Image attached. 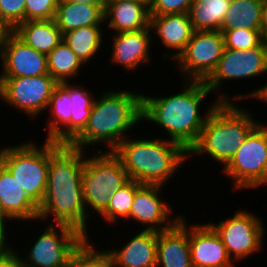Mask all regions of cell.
Here are the masks:
<instances>
[{
  "instance_id": "1",
  "label": "cell",
  "mask_w": 267,
  "mask_h": 267,
  "mask_svg": "<svg viewBox=\"0 0 267 267\" xmlns=\"http://www.w3.org/2000/svg\"><path fill=\"white\" fill-rule=\"evenodd\" d=\"M48 160L47 187L38 206V220L48 222L52 216L53 224L71 226L88 238L87 219L90 215L84 204L81 185L85 151L70 143L48 140Z\"/></svg>"
},
{
  "instance_id": "2",
  "label": "cell",
  "mask_w": 267,
  "mask_h": 267,
  "mask_svg": "<svg viewBox=\"0 0 267 267\" xmlns=\"http://www.w3.org/2000/svg\"><path fill=\"white\" fill-rule=\"evenodd\" d=\"M183 81L182 92L174 95L152 97L142 94V121L159 125L168 133L167 140L180 144L189 152L197 143L207 117L219 101L214 99L206 114L204 112L201 115V104L212 92L204 81Z\"/></svg>"
},
{
  "instance_id": "3",
  "label": "cell",
  "mask_w": 267,
  "mask_h": 267,
  "mask_svg": "<svg viewBox=\"0 0 267 267\" xmlns=\"http://www.w3.org/2000/svg\"><path fill=\"white\" fill-rule=\"evenodd\" d=\"M102 93L95 97L85 128L70 142L84 151L97 143L113 151L142 122L143 93L127 89Z\"/></svg>"
},
{
  "instance_id": "4",
  "label": "cell",
  "mask_w": 267,
  "mask_h": 267,
  "mask_svg": "<svg viewBox=\"0 0 267 267\" xmlns=\"http://www.w3.org/2000/svg\"><path fill=\"white\" fill-rule=\"evenodd\" d=\"M130 137H126L113 152L121 159L129 178L140 184L166 187L189 158L180 144L165 138Z\"/></svg>"
},
{
  "instance_id": "5",
  "label": "cell",
  "mask_w": 267,
  "mask_h": 267,
  "mask_svg": "<svg viewBox=\"0 0 267 267\" xmlns=\"http://www.w3.org/2000/svg\"><path fill=\"white\" fill-rule=\"evenodd\" d=\"M236 104V105H235ZM235 102H219L210 112L197 143L188 157L205 153L222 169L229 163L248 134L261 123Z\"/></svg>"
},
{
  "instance_id": "6",
  "label": "cell",
  "mask_w": 267,
  "mask_h": 267,
  "mask_svg": "<svg viewBox=\"0 0 267 267\" xmlns=\"http://www.w3.org/2000/svg\"><path fill=\"white\" fill-rule=\"evenodd\" d=\"M97 154H85L82 174V193L90 217L94 212L101 214L109 205L110 197L129 180L121 159L113 151L97 148ZM90 209V210H88ZM93 209L94 212H91Z\"/></svg>"
},
{
  "instance_id": "7",
  "label": "cell",
  "mask_w": 267,
  "mask_h": 267,
  "mask_svg": "<svg viewBox=\"0 0 267 267\" xmlns=\"http://www.w3.org/2000/svg\"><path fill=\"white\" fill-rule=\"evenodd\" d=\"M0 163L15 177L29 198L39 206L44 198L49 169L48 140L42 146L21 142L0 148Z\"/></svg>"
},
{
  "instance_id": "8",
  "label": "cell",
  "mask_w": 267,
  "mask_h": 267,
  "mask_svg": "<svg viewBox=\"0 0 267 267\" xmlns=\"http://www.w3.org/2000/svg\"><path fill=\"white\" fill-rule=\"evenodd\" d=\"M235 191L267 185V123H259L221 170Z\"/></svg>"
},
{
  "instance_id": "9",
  "label": "cell",
  "mask_w": 267,
  "mask_h": 267,
  "mask_svg": "<svg viewBox=\"0 0 267 267\" xmlns=\"http://www.w3.org/2000/svg\"><path fill=\"white\" fill-rule=\"evenodd\" d=\"M267 75V40L258 47L248 50H231L224 48L216 69L204 81L211 92H220L219 102H232L229 93L220 90L226 80H243L244 78L261 77ZM261 75V76H260ZM227 93V94H226Z\"/></svg>"
},
{
  "instance_id": "10",
  "label": "cell",
  "mask_w": 267,
  "mask_h": 267,
  "mask_svg": "<svg viewBox=\"0 0 267 267\" xmlns=\"http://www.w3.org/2000/svg\"><path fill=\"white\" fill-rule=\"evenodd\" d=\"M39 235L21 257L24 267H67L72 252L85 239L75 228L55 223H47Z\"/></svg>"
},
{
  "instance_id": "11",
  "label": "cell",
  "mask_w": 267,
  "mask_h": 267,
  "mask_svg": "<svg viewBox=\"0 0 267 267\" xmlns=\"http://www.w3.org/2000/svg\"><path fill=\"white\" fill-rule=\"evenodd\" d=\"M209 224L220 235L233 262H241L259 253L263 247L265 227L255 213L246 209L236 211L232 217L221 220L217 224L213 222Z\"/></svg>"
},
{
  "instance_id": "12",
  "label": "cell",
  "mask_w": 267,
  "mask_h": 267,
  "mask_svg": "<svg viewBox=\"0 0 267 267\" xmlns=\"http://www.w3.org/2000/svg\"><path fill=\"white\" fill-rule=\"evenodd\" d=\"M58 83L49 75L36 77H0V99L22 111L30 120L46 110Z\"/></svg>"
},
{
  "instance_id": "13",
  "label": "cell",
  "mask_w": 267,
  "mask_h": 267,
  "mask_svg": "<svg viewBox=\"0 0 267 267\" xmlns=\"http://www.w3.org/2000/svg\"><path fill=\"white\" fill-rule=\"evenodd\" d=\"M224 37L221 31H194L184 51L175 59L181 79L205 81L222 57Z\"/></svg>"
},
{
  "instance_id": "14",
  "label": "cell",
  "mask_w": 267,
  "mask_h": 267,
  "mask_svg": "<svg viewBox=\"0 0 267 267\" xmlns=\"http://www.w3.org/2000/svg\"><path fill=\"white\" fill-rule=\"evenodd\" d=\"M163 189L164 186L140 184L136 181V193L126 221L142 224L145 226L143 230L159 232L170 229L181 215L177 214L174 218L170 216L173 214L172 208L160 196Z\"/></svg>"
},
{
  "instance_id": "15",
  "label": "cell",
  "mask_w": 267,
  "mask_h": 267,
  "mask_svg": "<svg viewBox=\"0 0 267 267\" xmlns=\"http://www.w3.org/2000/svg\"><path fill=\"white\" fill-rule=\"evenodd\" d=\"M0 77H36L49 74L47 55L26 45L11 32L0 49Z\"/></svg>"
},
{
  "instance_id": "16",
  "label": "cell",
  "mask_w": 267,
  "mask_h": 267,
  "mask_svg": "<svg viewBox=\"0 0 267 267\" xmlns=\"http://www.w3.org/2000/svg\"><path fill=\"white\" fill-rule=\"evenodd\" d=\"M189 247L193 267H235L220 235L209 222L189 225Z\"/></svg>"
},
{
  "instance_id": "17",
  "label": "cell",
  "mask_w": 267,
  "mask_h": 267,
  "mask_svg": "<svg viewBox=\"0 0 267 267\" xmlns=\"http://www.w3.org/2000/svg\"><path fill=\"white\" fill-rule=\"evenodd\" d=\"M110 62L127 71H136L145 63H150L152 32L150 26L139 31L112 34ZM151 46V47H150Z\"/></svg>"
},
{
  "instance_id": "18",
  "label": "cell",
  "mask_w": 267,
  "mask_h": 267,
  "mask_svg": "<svg viewBox=\"0 0 267 267\" xmlns=\"http://www.w3.org/2000/svg\"><path fill=\"white\" fill-rule=\"evenodd\" d=\"M186 221L181 215L170 229L157 232L156 267H193Z\"/></svg>"
},
{
  "instance_id": "19",
  "label": "cell",
  "mask_w": 267,
  "mask_h": 267,
  "mask_svg": "<svg viewBox=\"0 0 267 267\" xmlns=\"http://www.w3.org/2000/svg\"><path fill=\"white\" fill-rule=\"evenodd\" d=\"M0 210L8 219L19 222L39 217V207L29 198L15 177L0 163Z\"/></svg>"
},
{
  "instance_id": "20",
  "label": "cell",
  "mask_w": 267,
  "mask_h": 267,
  "mask_svg": "<svg viewBox=\"0 0 267 267\" xmlns=\"http://www.w3.org/2000/svg\"><path fill=\"white\" fill-rule=\"evenodd\" d=\"M149 26L154 38L160 39L167 49L176 51L169 55L171 60L177 59L184 51L195 31L188 13L150 16Z\"/></svg>"
},
{
  "instance_id": "21",
  "label": "cell",
  "mask_w": 267,
  "mask_h": 267,
  "mask_svg": "<svg viewBox=\"0 0 267 267\" xmlns=\"http://www.w3.org/2000/svg\"><path fill=\"white\" fill-rule=\"evenodd\" d=\"M113 33L139 31L149 27V7L137 0H108L104 9V25ZM114 30V31H113Z\"/></svg>"
},
{
  "instance_id": "22",
  "label": "cell",
  "mask_w": 267,
  "mask_h": 267,
  "mask_svg": "<svg viewBox=\"0 0 267 267\" xmlns=\"http://www.w3.org/2000/svg\"><path fill=\"white\" fill-rule=\"evenodd\" d=\"M130 239L121 249L106 248L111 260L122 267H156L157 232L142 229Z\"/></svg>"
},
{
  "instance_id": "23",
  "label": "cell",
  "mask_w": 267,
  "mask_h": 267,
  "mask_svg": "<svg viewBox=\"0 0 267 267\" xmlns=\"http://www.w3.org/2000/svg\"><path fill=\"white\" fill-rule=\"evenodd\" d=\"M50 108V109H49ZM72 101L68 95V82L57 84L52 91L47 110L51 113L46 122V139L56 143L71 142Z\"/></svg>"
},
{
  "instance_id": "24",
  "label": "cell",
  "mask_w": 267,
  "mask_h": 267,
  "mask_svg": "<svg viewBox=\"0 0 267 267\" xmlns=\"http://www.w3.org/2000/svg\"><path fill=\"white\" fill-rule=\"evenodd\" d=\"M55 21L63 35L85 26H103L104 10L94 4L58 1Z\"/></svg>"
},
{
  "instance_id": "25",
  "label": "cell",
  "mask_w": 267,
  "mask_h": 267,
  "mask_svg": "<svg viewBox=\"0 0 267 267\" xmlns=\"http://www.w3.org/2000/svg\"><path fill=\"white\" fill-rule=\"evenodd\" d=\"M31 48L48 55L63 40L55 19L24 21L12 31Z\"/></svg>"
},
{
  "instance_id": "26",
  "label": "cell",
  "mask_w": 267,
  "mask_h": 267,
  "mask_svg": "<svg viewBox=\"0 0 267 267\" xmlns=\"http://www.w3.org/2000/svg\"><path fill=\"white\" fill-rule=\"evenodd\" d=\"M265 0H231L221 30L244 28L262 31V9Z\"/></svg>"
},
{
  "instance_id": "27",
  "label": "cell",
  "mask_w": 267,
  "mask_h": 267,
  "mask_svg": "<svg viewBox=\"0 0 267 267\" xmlns=\"http://www.w3.org/2000/svg\"><path fill=\"white\" fill-rule=\"evenodd\" d=\"M231 0H194L189 17L195 31H220Z\"/></svg>"
},
{
  "instance_id": "28",
  "label": "cell",
  "mask_w": 267,
  "mask_h": 267,
  "mask_svg": "<svg viewBox=\"0 0 267 267\" xmlns=\"http://www.w3.org/2000/svg\"><path fill=\"white\" fill-rule=\"evenodd\" d=\"M103 32L101 26H85L64 33L63 41L83 64H88L103 47Z\"/></svg>"
},
{
  "instance_id": "29",
  "label": "cell",
  "mask_w": 267,
  "mask_h": 267,
  "mask_svg": "<svg viewBox=\"0 0 267 267\" xmlns=\"http://www.w3.org/2000/svg\"><path fill=\"white\" fill-rule=\"evenodd\" d=\"M82 66L85 65L63 40L47 55L48 73L58 84L79 76Z\"/></svg>"
},
{
  "instance_id": "30",
  "label": "cell",
  "mask_w": 267,
  "mask_h": 267,
  "mask_svg": "<svg viewBox=\"0 0 267 267\" xmlns=\"http://www.w3.org/2000/svg\"><path fill=\"white\" fill-rule=\"evenodd\" d=\"M72 85L68 82V95L72 101L71 108V141L85 128L90 116L95 95L83 85ZM91 92V93H90Z\"/></svg>"
},
{
  "instance_id": "31",
  "label": "cell",
  "mask_w": 267,
  "mask_h": 267,
  "mask_svg": "<svg viewBox=\"0 0 267 267\" xmlns=\"http://www.w3.org/2000/svg\"><path fill=\"white\" fill-rule=\"evenodd\" d=\"M136 193V181L130 179L119 190L115 191L110 197L108 207L100 214L99 217L104 219L110 225H118L119 219L125 220L130 213L133 199Z\"/></svg>"
},
{
  "instance_id": "32",
  "label": "cell",
  "mask_w": 267,
  "mask_h": 267,
  "mask_svg": "<svg viewBox=\"0 0 267 267\" xmlns=\"http://www.w3.org/2000/svg\"><path fill=\"white\" fill-rule=\"evenodd\" d=\"M89 240L90 237L85 238L72 252L67 267H109L111 258L108 251L96 249Z\"/></svg>"
},
{
  "instance_id": "33",
  "label": "cell",
  "mask_w": 267,
  "mask_h": 267,
  "mask_svg": "<svg viewBox=\"0 0 267 267\" xmlns=\"http://www.w3.org/2000/svg\"><path fill=\"white\" fill-rule=\"evenodd\" d=\"M223 33L225 48L231 50H248L258 47L265 38L262 31L235 28L232 30H220Z\"/></svg>"
},
{
  "instance_id": "34",
  "label": "cell",
  "mask_w": 267,
  "mask_h": 267,
  "mask_svg": "<svg viewBox=\"0 0 267 267\" xmlns=\"http://www.w3.org/2000/svg\"><path fill=\"white\" fill-rule=\"evenodd\" d=\"M59 0H26L25 21L55 19Z\"/></svg>"
},
{
  "instance_id": "35",
  "label": "cell",
  "mask_w": 267,
  "mask_h": 267,
  "mask_svg": "<svg viewBox=\"0 0 267 267\" xmlns=\"http://www.w3.org/2000/svg\"><path fill=\"white\" fill-rule=\"evenodd\" d=\"M26 0H0V18L13 31L25 21Z\"/></svg>"
},
{
  "instance_id": "36",
  "label": "cell",
  "mask_w": 267,
  "mask_h": 267,
  "mask_svg": "<svg viewBox=\"0 0 267 267\" xmlns=\"http://www.w3.org/2000/svg\"><path fill=\"white\" fill-rule=\"evenodd\" d=\"M194 0H152L150 16L188 13Z\"/></svg>"
},
{
  "instance_id": "37",
  "label": "cell",
  "mask_w": 267,
  "mask_h": 267,
  "mask_svg": "<svg viewBox=\"0 0 267 267\" xmlns=\"http://www.w3.org/2000/svg\"><path fill=\"white\" fill-rule=\"evenodd\" d=\"M11 246L0 247V267H24L21 260V254Z\"/></svg>"
},
{
  "instance_id": "38",
  "label": "cell",
  "mask_w": 267,
  "mask_h": 267,
  "mask_svg": "<svg viewBox=\"0 0 267 267\" xmlns=\"http://www.w3.org/2000/svg\"><path fill=\"white\" fill-rule=\"evenodd\" d=\"M232 96V102H238V100H243L245 99H256V100H260L261 102L263 101V103H265L267 105V83L264 84V86H261L253 91H249V93L247 94H240L237 93V95H231Z\"/></svg>"
},
{
  "instance_id": "39",
  "label": "cell",
  "mask_w": 267,
  "mask_h": 267,
  "mask_svg": "<svg viewBox=\"0 0 267 267\" xmlns=\"http://www.w3.org/2000/svg\"><path fill=\"white\" fill-rule=\"evenodd\" d=\"M9 222V220L3 215V213L0 210V247H4V246H10L9 243H7L9 240L7 237V223Z\"/></svg>"
},
{
  "instance_id": "40",
  "label": "cell",
  "mask_w": 267,
  "mask_h": 267,
  "mask_svg": "<svg viewBox=\"0 0 267 267\" xmlns=\"http://www.w3.org/2000/svg\"><path fill=\"white\" fill-rule=\"evenodd\" d=\"M11 32L12 31L9 29V27L0 18V49L5 39Z\"/></svg>"
},
{
  "instance_id": "41",
  "label": "cell",
  "mask_w": 267,
  "mask_h": 267,
  "mask_svg": "<svg viewBox=\"0 0 267 267\" xmlns=\"http://www.w3.org/2000/svg\"><path fill=\"white\" fill-rule=\"evenodd\" d=\"M262 34L267 40V0L264 1L262 9Z\"/></svg>"
},
{
  "instance_id": "42",
  "label": "cell",
  "mask_w": 267,
  "mask_h": 267,
  "mask_svg": "<svg viewBox=\"0 0 267 267\" xmlns=\"http://www.w3.org/2000/svg\"><path fill=\"white\" fill-rule=\"evenodd\" d=\"M59 1H69L74 3H85V4H94L101 7L103 10L105 9L106 0H59Z\"/></svg>"
},
{
  "instance_id": "43",
  "label": "cell",
  "mask_w": 267,
  "mask_h": 267,
  "mask_svg": "<svg viewBox=\"0 0 267 267\" xmlns=\"http://www.w3.org/2000/svg\"><path fill=\"white\" fill-rule=\"evenodd\" d=\"M108 1V0H106ZM137 1H141L143 3H145L148 7H150L151 3H152V0H137Z\"/></svg>"
},
{
  "instance_id": "44",
  "label": "cell",
  "mask_w": 267,
  "mask_h": 267,
  "mask_svg": "<svg viewBox=\"0 0 267 267\" xmlns=\"http://www.w3.org/2000/svg\"><path fill=\"white\" fill-rule=\"evenodd\" d=\"M109 267H122L117 264H115L112 260L110 261Z\"/></svg>"
}]
</instances>
